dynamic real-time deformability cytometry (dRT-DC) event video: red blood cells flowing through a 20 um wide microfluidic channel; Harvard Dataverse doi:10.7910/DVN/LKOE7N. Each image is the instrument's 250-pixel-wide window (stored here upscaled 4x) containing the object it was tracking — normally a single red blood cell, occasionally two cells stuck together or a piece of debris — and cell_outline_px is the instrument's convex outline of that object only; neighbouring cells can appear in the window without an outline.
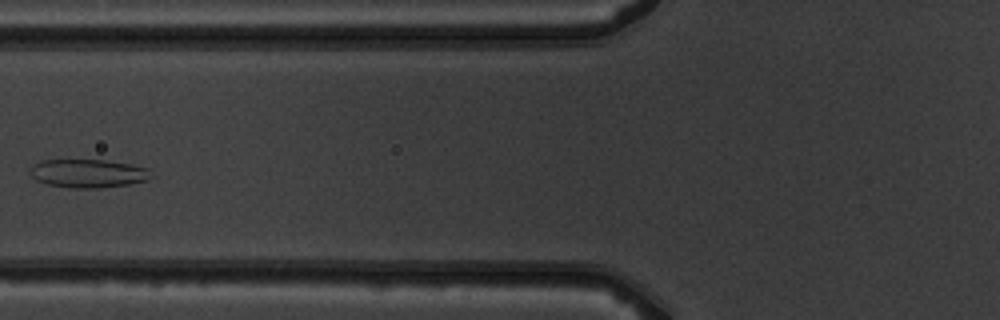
{"species": "common noctule bat (a hibernating species)", "species_latin": "Nyctalus noctula", "temperature_condition": "warm", "stored_images_in_passage": 9, "camera_frame_rate_fps": 3000, "um_per_image_px": 0.085, "animal": {"sex": "male", "body_mass_g": 19.5, "forearm_length_mm": 54.6}, "frame": {"image": 1, "passage_image": 6, "time_ms": 6.0, "image_size_px": [1000, 320], "cell_outline_px": [[156, 176], [148, 180], [128, 184], [100, 188], [72, 188], [48, 184], [36, 180], [28, 172], [32, 164], [40, 160], [104, 160], [132, 164], [148, 168]], "centroid_in_image_um": [7.52, 14.73], "position_along_channel_um": 118.3, "area_um2": 20.35}}
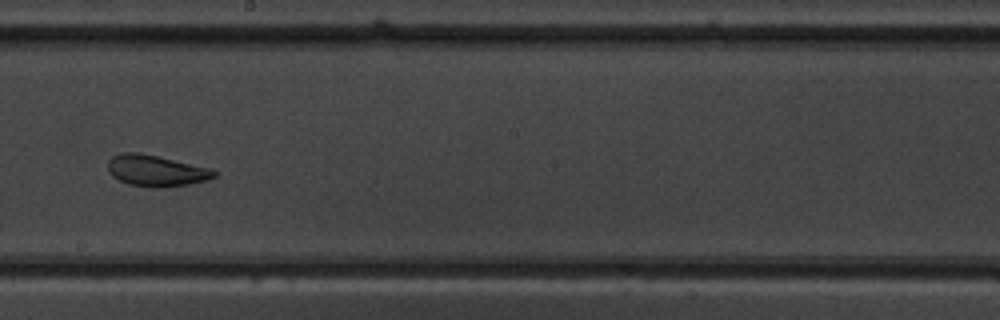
{"frame": {"image": 2, "passage_image": 9, "time_ms": 9.0, "image_size_px": [1000, 320], "cell_outline_px": [[216, 176], [208, 180], [188, 184], [156, 188], [152, 188], [128, 184], [112, 176], [108, 172], [108, 160], [112, 156], [120, 152], [136, 152], [156, 156], [208, 168], [216, 172]], "centroid_in_image_um": [13.21, 14.51], "position_along_channel_um": 235.0, "area_um2": 19.13}}